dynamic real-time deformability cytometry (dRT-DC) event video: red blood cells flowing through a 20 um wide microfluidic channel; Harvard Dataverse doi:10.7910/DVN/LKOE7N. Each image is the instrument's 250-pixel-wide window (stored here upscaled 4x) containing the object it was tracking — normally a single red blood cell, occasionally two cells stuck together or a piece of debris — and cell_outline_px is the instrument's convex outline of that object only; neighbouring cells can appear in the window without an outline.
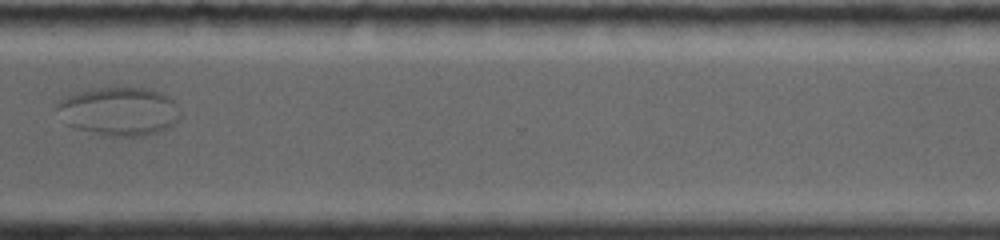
{"species": "common noctule bat (a hibernating species)", "species_latin": "Nyctalus noctula", "temperature_condition": "room temperature", "stored_images_in_passage": 34, "segment_of_instrument_passage": [2, 2], "camera_frame_rate_fps": 4000, "um_per_image_px": 0.085, "animal": {"sex": "female", "body_mass_g": 19.0, "forearm_length_mm": 56.7}, "frame": {"image": 1, "passage_image": 26, "time_ms": 12.0, "image_size_px": [1000, 240], "cell_outline_px": [[180, 116], [168, 128], [156, 132], [140, 136], [116, 136], [76, 128], [68, 124], [76, 120], [180, 112]], "centroid_in_image_um": [10.91, 10.57], "position_along_channel_um": 359.7, "area_um2": 12.14}}